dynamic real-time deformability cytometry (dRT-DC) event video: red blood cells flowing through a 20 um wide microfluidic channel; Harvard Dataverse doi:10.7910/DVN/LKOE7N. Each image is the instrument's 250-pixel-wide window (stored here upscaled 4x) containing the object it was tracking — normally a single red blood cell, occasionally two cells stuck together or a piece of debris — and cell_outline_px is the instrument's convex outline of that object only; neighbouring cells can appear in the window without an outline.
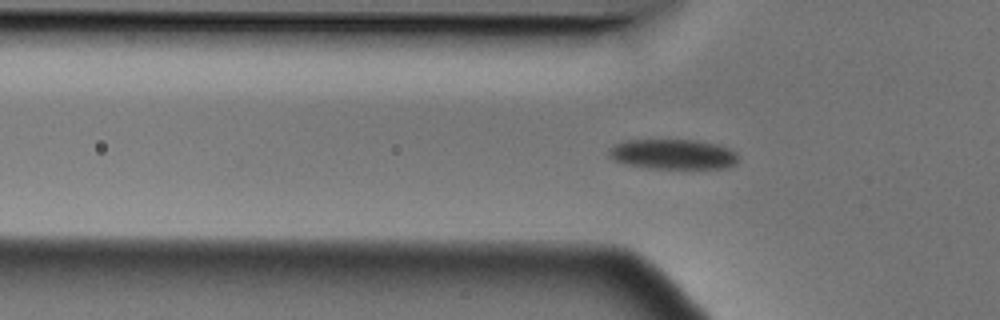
{"species": "Egyptian fruit bat (a non-hibernating species)", "species_latin": "Rousettus aegyptiacus", "temperature_condition": "cold", "stored_images_in_passage": 43, "camera_frame_rate_fps": 3000, "um_per_image_px": 0.085, "animal": {"sex": "male"}, "frame": {"image": 1, "passage_image": 4, "time_ms": 1.0, "image_size_px": [1000, 320], "cell_outline_px": [[736, 164], [728, 168], [648, 168], [628, 164], [612, 160], [608, 156], [608, 152], [616, 144], [624, 140], [696, 140], [716, 144], [728, 148], [736, 152]], "centroid_in_image_um": [57.2, 13.11], "position_along_channel_um": 68.6, "area_um2": 22.54}}
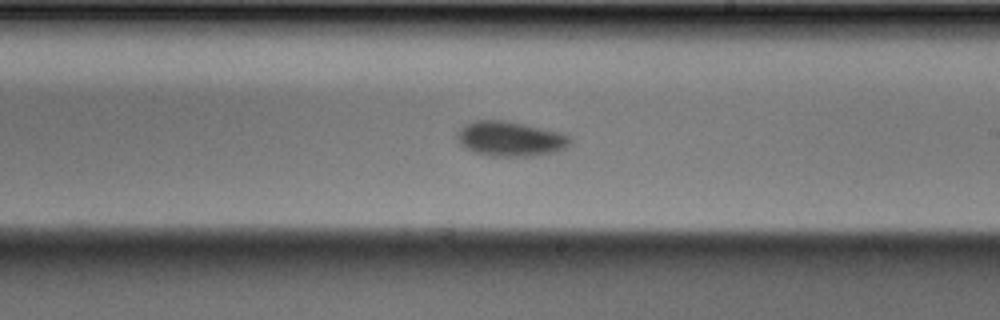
{"frame": {"image": 2, "passage_image": 19, "time_ms": 6.0, "image_size_px": [1000, 320], "cell_outline_px": [[572, 144], [564, 148], [552, 152], [532, 156], [492, 156], [476, 152], [464, 148], [460, 144], [456, 136], [460, 128], [476, 120], [500, 120], [524, 124], [556, 132], [568, 136]], "centroid_in_image_um": [43.33, 11.81], "position_along_channel_um": 245.7, "area_um2": 22.48}}
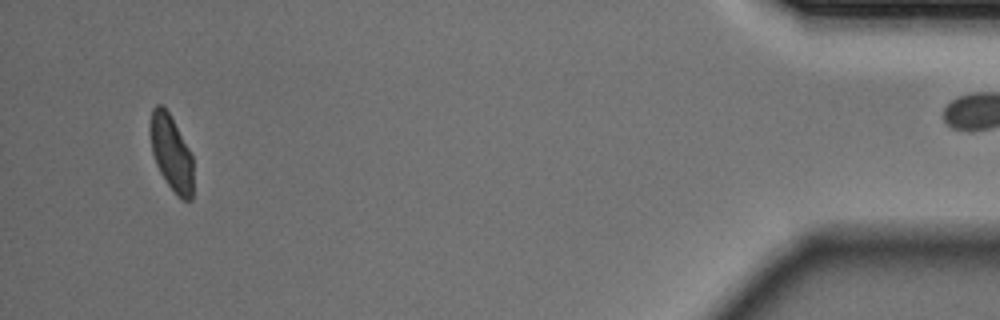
{"frame": {"image": 3, "passage_image": 40, "time_ms": 13.0, "image_size_px": [1000, 320], "cell_outline_px": [[192, 200], [184, 200], [176, 196], [160, 172], [156, 164], [152, 152], [148, 132], [148, 128], [152, 108], [156, 104], [164, 104], [188, 148], [192, 156]], "centroid_in_image_um": [14.51, 12.96], "position_along_channel_um": 420.7, "area_um2": 19.07}, "authors_computed_cell_mechanics": {"area_um2": 21.7906, "velocity_mm_per_s": 3.5358, "shape_relaxation_time_tau1_ms": 2.5335, "shape_relaxation_time_tau2_ms": 2.7309, "deformation_change_tau1": 0.0924, "deformation_change_tau2": 0.0642}}